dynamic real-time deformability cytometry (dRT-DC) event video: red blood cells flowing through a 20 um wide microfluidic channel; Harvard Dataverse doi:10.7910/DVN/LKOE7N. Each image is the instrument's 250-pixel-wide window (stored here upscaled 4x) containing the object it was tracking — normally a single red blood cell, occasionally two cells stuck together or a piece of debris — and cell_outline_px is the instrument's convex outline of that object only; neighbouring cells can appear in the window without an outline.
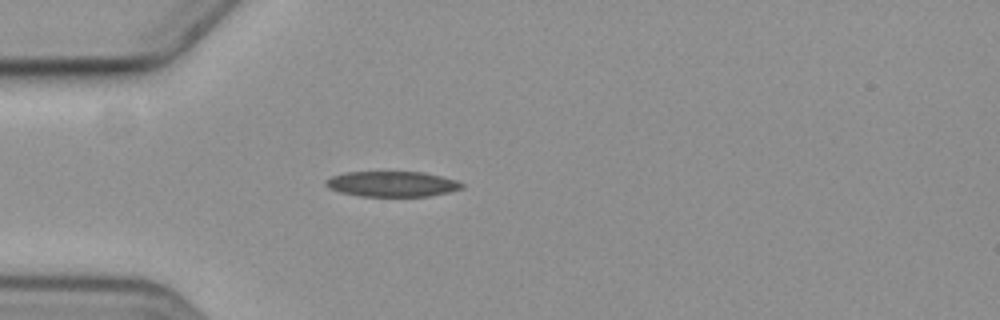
{"species": "common noctule bat (a hibernating species)", "species_latin": "Nyctalus noctula", "temperature_condition": "cold", "stored_images_in_passage": 1, "camera_frame_rate_fps": 3000, "um_per_image_px": 0.085, "animal": {"sex": "female", "body_mass_g": 19.3, "forearm_length_mm": 54.1}, "frame": {"image": 1, "passage_image": 1, "time_ms": 0.0, "image_size_px": [1000, 320], "cell_outline_px": [[464, 188], [448, 192], [428, 196], [360, 196], [340, 192], [328, 188], [324, 184], [324, 180], [332, 176], [344, 172], [424, 172], [456, 180], [464, 184]], "centroid_in_image_um": [33.3, 15.63], "position_along_channel_um": 51.7, "area_um2": 20.17}}